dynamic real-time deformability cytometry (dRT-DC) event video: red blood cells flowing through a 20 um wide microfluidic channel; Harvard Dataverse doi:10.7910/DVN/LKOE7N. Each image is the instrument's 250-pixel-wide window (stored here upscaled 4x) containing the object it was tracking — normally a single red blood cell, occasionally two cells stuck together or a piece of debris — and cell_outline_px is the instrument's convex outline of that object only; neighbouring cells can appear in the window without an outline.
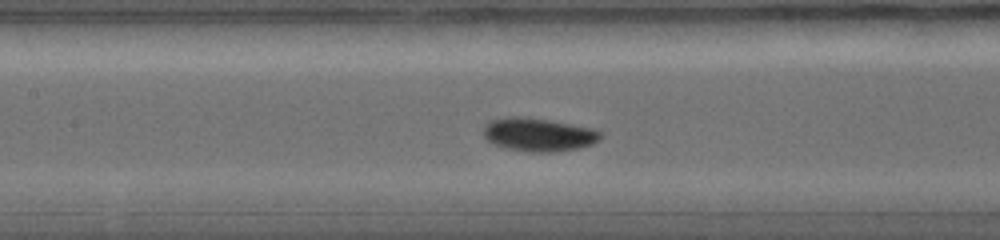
{"species": "common noctule bat (a hibernating species)", "species_latin": "Nyctalus noctula", "temperature_condition": "warm", "stored_images_in_passage": 36, "camera_frame_rate_fps": 5000, "um_per_image_px": 0.085, "animal": {"sex": "female", "body_mass_g": 19.0, "forearm_length_mm": 56.7}, "frame": {"image": 1, "passage_image": 16, "time_ms": 3.0, "image_size_px": [1000, 240], "cell_outline_px": [[604, 136], [600, 140], [592, 144], [580, 148], [552, 152], [528, 152], [508, 148], [496, 144], [488, 140], [484, 136], [484, 124], [488, 120], [504, 116], [528, 116], [552, 120], [596, 128], [604, 132]], "centroid_in_image_um": [45.83, 11.41], "position_along_channel_um": 161.6, "area_um2": 23.41}}
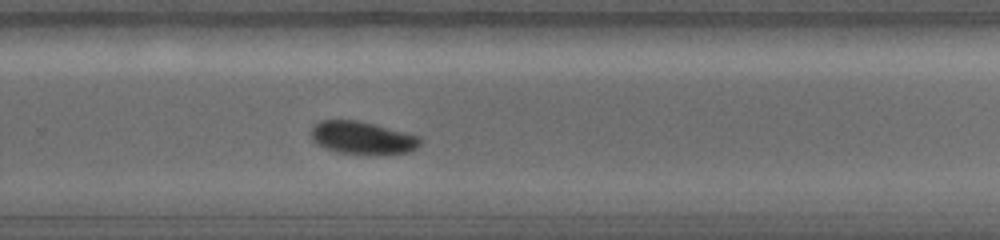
{"frame": {"image": 2, "passage_image": 26, "time_ms": 5.0, "image_size_px": [1000, 240], "cell_outline_px": [[424, 140], [416, 148], [408, 152], [340, 152], [324, 148], [316, 144], [312, 140], [312, 128], [320, 120], [360, 120], [376, 124], [420, 136]], "centroid_in_image_um": [30.8, 11.66], "position_along_channel_um": 299.0, "area_um2": 20.29}}
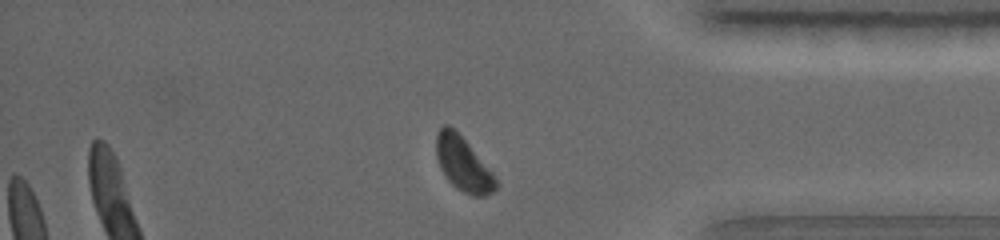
{"frame": {"image": 3, "passage_image": 34, "time_ms": 6.6, "image_size_px": [1000, 240], "cell_outline_px": [[496, 188], [492, 192], [484, 196], [472, 196], [456, 188], [448, 180], [440, 168], [436, 156], [436, 136], [440, 128], [444, 124], [448, 124], [468, 144], [492, 172], [496, 180]], "centroid_in_image_um": [39.34, 13.96], "position_along_channel_um": 395.9, "area_um2": 18.38}}